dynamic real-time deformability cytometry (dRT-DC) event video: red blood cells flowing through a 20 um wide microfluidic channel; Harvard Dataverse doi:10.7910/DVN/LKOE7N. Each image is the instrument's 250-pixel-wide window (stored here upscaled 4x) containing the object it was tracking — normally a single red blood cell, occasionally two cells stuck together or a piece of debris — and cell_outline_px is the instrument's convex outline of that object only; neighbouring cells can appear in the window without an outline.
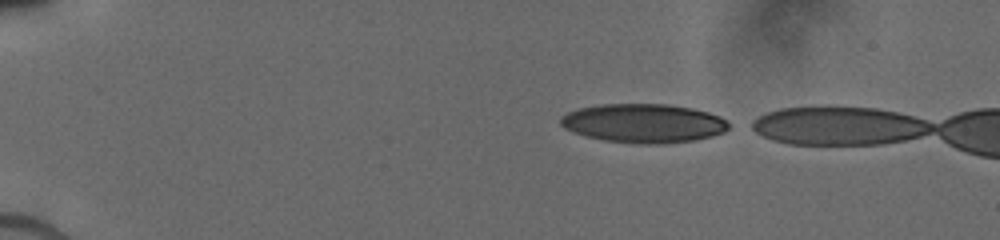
{"species": "human", "species_latin": "Homo sapiens", "temperature_condition": "cold", "stored_images_in_passage": 6, "camera_frame_rate_fps": 3000, "um_per_image_px": 0.085, "donor": {"sex": "male"}, "frame": {"image": 1, "passage_image": 1, "time_ms": 0.0, "image_size_px": [1000, 240], "cell_outline_px": [[728, 128], [724, 132], [712, 136], [696, 140], [660, 144], [640, 144], [604, 140], [584, 136], [572, 132], [564, 128], [560, 124], [560, 116], [568, 112], [580, 108], [600, 104], [668, 104], [692, 108], [708, 112], [720, 116], [728, 120]], "centroid_in_image_um": [54.7, 10.48], "position_along_channel_um": 30.3, "area_um2": 38.38}}